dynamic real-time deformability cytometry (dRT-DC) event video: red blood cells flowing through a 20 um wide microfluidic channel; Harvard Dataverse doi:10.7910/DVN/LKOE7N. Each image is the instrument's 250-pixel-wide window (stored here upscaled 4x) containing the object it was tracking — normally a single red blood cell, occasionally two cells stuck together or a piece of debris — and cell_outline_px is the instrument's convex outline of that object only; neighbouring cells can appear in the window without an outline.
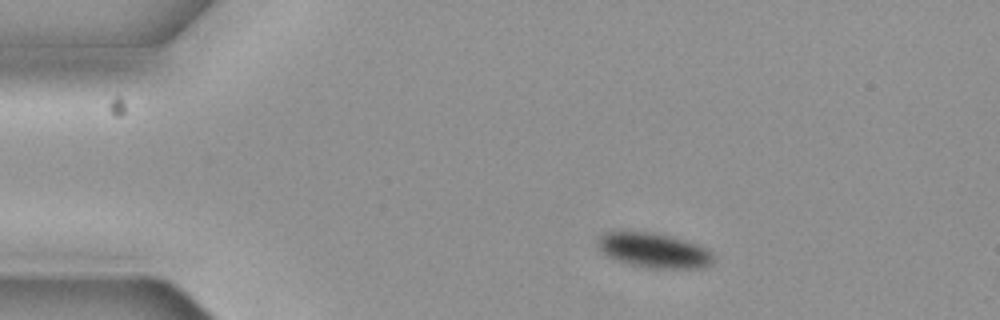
{"species": "common noctule bat (a hibernating species)", "species_latin": "Nyctalus noctula", "temperature_condition": "cold", "stored_images_in_passage": 2, "camera_frame_rate_fps": 3000, "um_per_image_px": 0.085, "animal": {"sex": "female", "body_mass_g": 19.3, "forearm_length_mm": 54.1}, "frame": {"image": 1, "passage_image": 1, "time_ms": 0.0, "image_size_px": [1000, 320], "cell_outline_px": [[716, 256], [712, 264], [704, 268], [644, 268], [628, 264], [616, 260], [600, 252], [596, 244], [596, 236], [604, 232], [656, 232], [688, 240], [700, 244], [712, 252]], "centroid_in_image_um": [55.59, 21.28], "position_along_channel_um": 29.4, "area_um2": 24.22}}